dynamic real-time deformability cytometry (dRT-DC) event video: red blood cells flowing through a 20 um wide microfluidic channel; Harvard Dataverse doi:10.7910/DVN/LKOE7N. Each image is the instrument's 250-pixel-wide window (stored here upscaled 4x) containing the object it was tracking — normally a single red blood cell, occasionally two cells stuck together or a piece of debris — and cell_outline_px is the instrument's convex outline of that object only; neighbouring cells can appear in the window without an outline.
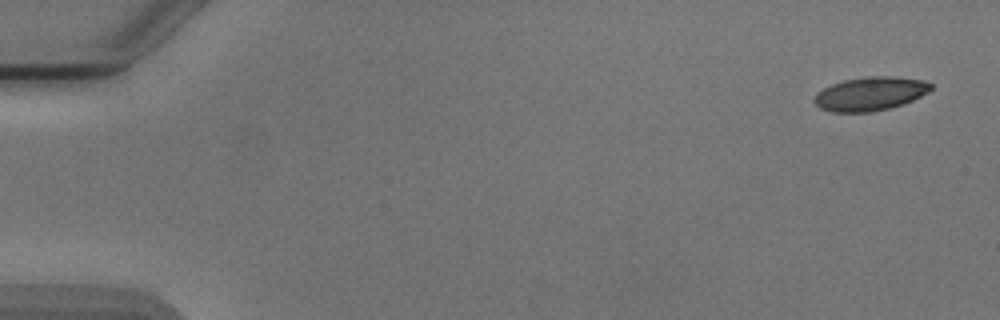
{"species": "Egyptian fruit bat (a non-hibernating species)", "species_latin": "Rousettus aegyptiacus", "temperature_condition": "cold", "stored_images_in_passage": 5, "camera_frame_rate_fps": 3000, "um_per_image_px": 0.085, "animal": {"sex": "male"}, "frame": {"image": 1, "passage_image": 1, "time_ms": 0.0, "image_size_px": [1000, 320], "cell_outline_px": [[932, 88], [928, 92], [904, 104], [872, 112], [832, 112], [820, 108], [812, 100], [816, 92], [832, 84], [844, 80], [868, 76], [896, 76], [924, 80], [932, 84]], "centroid_in_image_um": [73.96, 7.96], "position_along_channel_um": 11.0, "area_um2": 23.0}}